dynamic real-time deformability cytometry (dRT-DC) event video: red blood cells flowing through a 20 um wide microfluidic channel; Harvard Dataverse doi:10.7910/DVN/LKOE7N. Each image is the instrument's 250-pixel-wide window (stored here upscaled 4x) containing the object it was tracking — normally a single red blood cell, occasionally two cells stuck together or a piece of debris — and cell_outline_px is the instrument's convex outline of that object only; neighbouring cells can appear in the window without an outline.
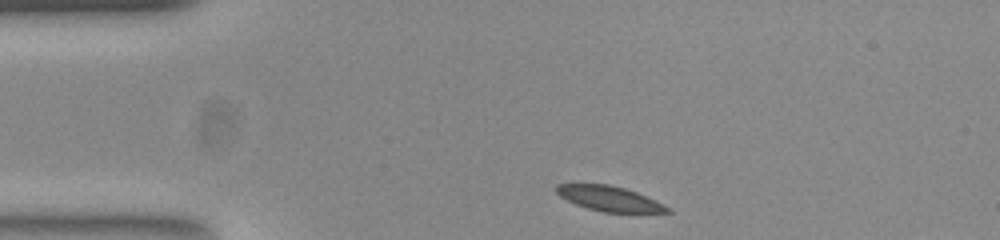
{"species": "common noctule bat (a hibernating species)", "species_latin": "Nyctalus noctula", "temperature_condition": "room temperature", "stored_images_in_passage": 45, "segment_of_instrument_passage": [1, 2], "camera_frame_rate_fps": 3000, "um_per_image_px": 0.085, "animal": {"sex": "female", "body_mass_g": 23.0, "forearm_length_mm": 53.4}, "frame": {"image": 1, "passage_image": 1, "time_ms": 0.0, "image_size_px": [1000, 240], "cell_outline_px": [[672, 212], [604, 212], [588, 208], [576, 204], [560, 196], [556, 192], [556, 184], [608, 184], [624, 188], [636, 192], [664, 204]], "centroid_in_image_um": [51.78, 16.87], "position_along_channel_um": 33.2, "area_um2": 15.84}}
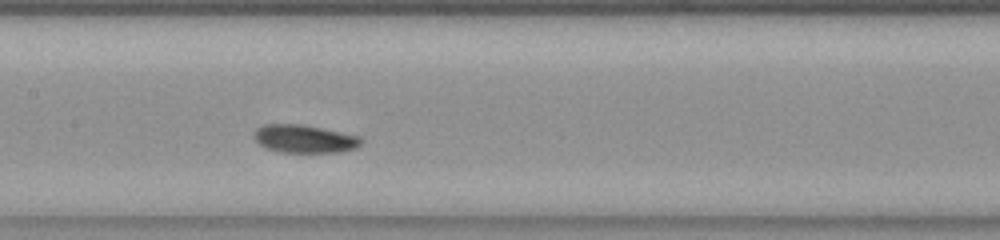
{"frame": {"image": 2, "passage_image": 16, "time_ms": 5.0, "image_size_px": [1000, 240], "cell_outline_px": [[364, 140], [356, 148], [340, 152], [280, 152], [264, 148], [252, 136], [256, 128], [264, 124], [300, 124], [360, 136]], "centroid_in_image_um": [25.85, 11.8], "position_along_channel_um": 181.5, "area_um2": 17.51}}
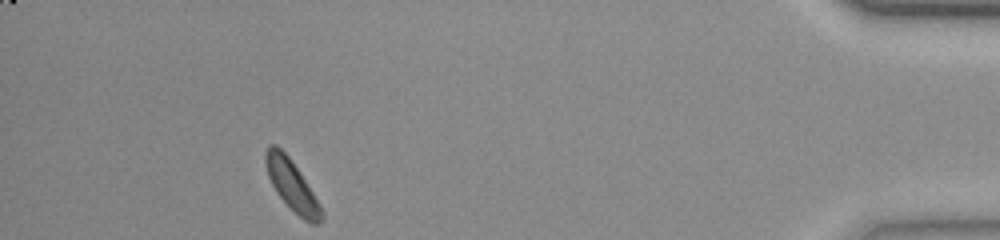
{"frame": {"image": 3, "passage_image": 39, "time_ms": 12.667, "image_size_px": [1000, 240], "cell_outline_px": [[324, 216], [316, 224], [312, 224], [304, 220], [276, 192], [268, 176], [264, 160], [264, 152], [268, 144], [276, 144], [288, 156], [300, 172], [320, 204], [324, 212]], "centroid_in_image_um": [24.79, 15.71], "position_along_channel_um": 410.4, "area_um2": 16.18}}